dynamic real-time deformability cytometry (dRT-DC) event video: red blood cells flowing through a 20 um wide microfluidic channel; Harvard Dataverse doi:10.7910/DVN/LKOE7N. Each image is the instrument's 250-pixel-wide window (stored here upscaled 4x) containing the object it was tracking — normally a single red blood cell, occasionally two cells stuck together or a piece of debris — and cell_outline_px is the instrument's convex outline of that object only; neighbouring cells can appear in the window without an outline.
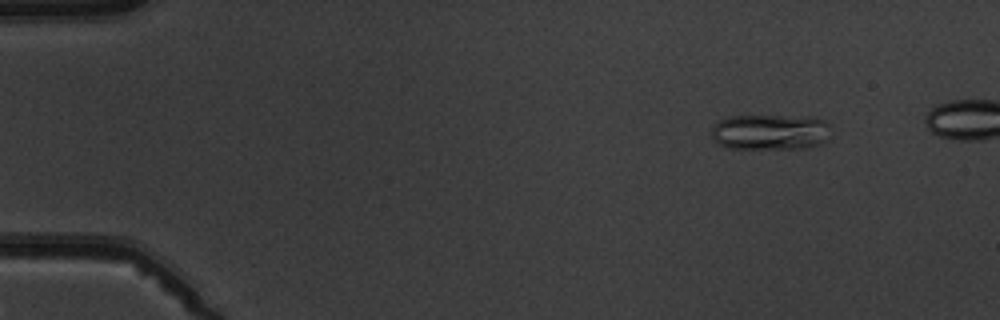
{"species": "common noctule bat (a hibernating species)", "species_latin": "Nyctalus noctula", "temperature_condition": "warm", "stored_images_in_passage": 6, "camera_frame_rate_fps": 3000, "um_per_image_px": 0.085, "animal": {"sex": "male", "body_mass_g": 19.5, "forearm_length_mm": 54.6}, "frame": {"image": 1, "passage_image": 2, "time_ms": 2.0, "image_size_px": [1000, 320], "cell_outline_px": [[828, 140], [820, 144], [808, 148], [728, 148], [716, 144], [712, 136], [712, 128], [716, 120], [728, 116], [812, 116], [824, 120], [828, 124]], "centroid_in_image_um": [65.44, 11.21], "position_along_channel_um": 19.6, "area_um2": 25.14}}